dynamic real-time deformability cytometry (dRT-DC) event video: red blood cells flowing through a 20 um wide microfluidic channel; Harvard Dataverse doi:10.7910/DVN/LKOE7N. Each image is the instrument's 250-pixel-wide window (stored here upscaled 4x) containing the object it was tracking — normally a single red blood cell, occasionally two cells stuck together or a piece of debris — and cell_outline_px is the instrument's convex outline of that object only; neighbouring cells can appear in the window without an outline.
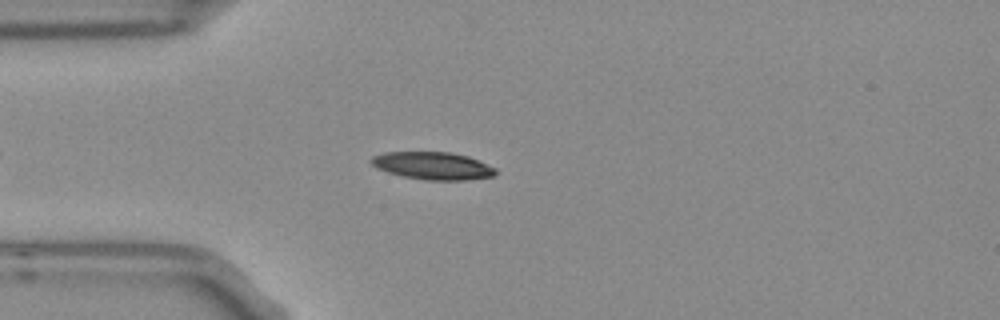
{"species": "Egyptian fruit bat (a non-hibernating species)", "species_latin": "Rousettus aegyptiacus", "temperature_condition": "room temperature", "stored_images_in_passage": 3, "camera_frame_rate_fps": 3000, "um_per_image_px": 0.085, "frame": {"image": 1, "passage_image": 2, "time_ms": 0.333, "image_size_px": [1000, 320], "cell_outline_px": [[496, 172], [492, 176], [464, 180], [424, 180], [404, 176], [388, 172], [376, 168], [368, 160], [372, 156], [384, 152], [452, 152], [468, 156], [496, 168]], "centroid_in_image_um": [36.75, 14.08], "position_along_channel_um": 48.3, "area_um2": 19.94}}